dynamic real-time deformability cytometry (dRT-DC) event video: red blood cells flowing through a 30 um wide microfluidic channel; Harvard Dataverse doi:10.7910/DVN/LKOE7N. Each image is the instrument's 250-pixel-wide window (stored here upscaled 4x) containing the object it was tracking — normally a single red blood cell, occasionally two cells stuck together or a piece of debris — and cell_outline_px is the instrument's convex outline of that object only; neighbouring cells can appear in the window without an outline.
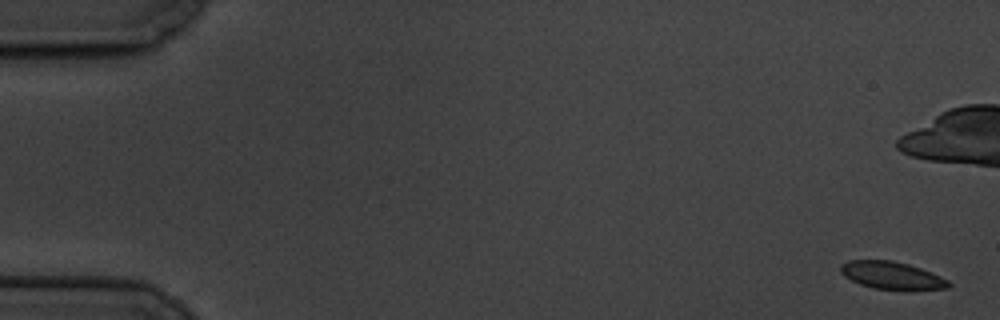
{"species": "common noctule bat (a hibernating species)", "species_latin": "Nyctalus noctula", "temperature_condition": "cold", "stored_images_in_passage": 9, "camera_frame_rate_fps": 3000, "um_per_image_px": 0.085, "animal": {"sex": "male", "body_mass_g": 19.5, "forearm_length_mm": 54.6}, "frame": {"image": 1, "passage_image": 1, "time_ms": 0.0, "image_size_px": [1000, 320], "cell_outline_px": [[952, 284], [948, 288], [912, 292], [908, 292], [872, 288], [860, 284], [844, 276], [840, 272], [840, 264], [848, 260], [892, 260], [908, 264], [932, 272], [948, 280]], "centroid_in_image_um": [75.85, 23.45], "position_along_channel_um": 9.2, "area_um2": 18.03}}
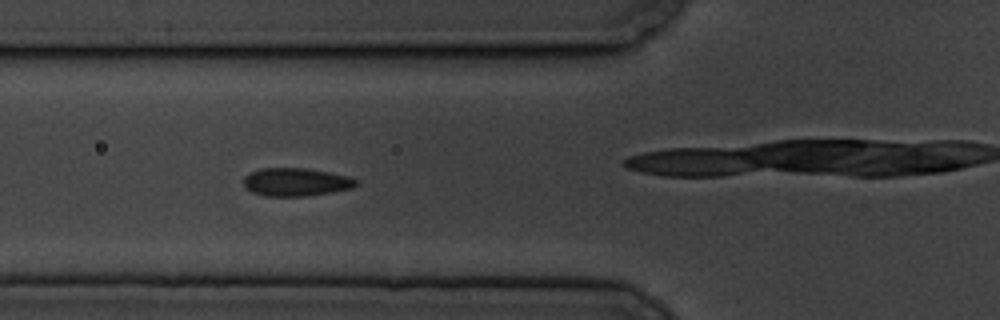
{"frame": {"image": 2, "passage_image": 7, "time_ms": 7.0, "image_size_px": [1000, 320], "cell_outline_px": [[360, 184], [352, 188], [332, 192], [308, 196], [264, 196], [252, 192], [244, 188], [244, 176], [248, 172], [260, 168], [304, 168], [328, 172], [348, 176], [360, 180]], "centroid_in_image_um": [25.16, 15.47], "position_along_channel_um": 100.6, "area_um2": 18.73}}